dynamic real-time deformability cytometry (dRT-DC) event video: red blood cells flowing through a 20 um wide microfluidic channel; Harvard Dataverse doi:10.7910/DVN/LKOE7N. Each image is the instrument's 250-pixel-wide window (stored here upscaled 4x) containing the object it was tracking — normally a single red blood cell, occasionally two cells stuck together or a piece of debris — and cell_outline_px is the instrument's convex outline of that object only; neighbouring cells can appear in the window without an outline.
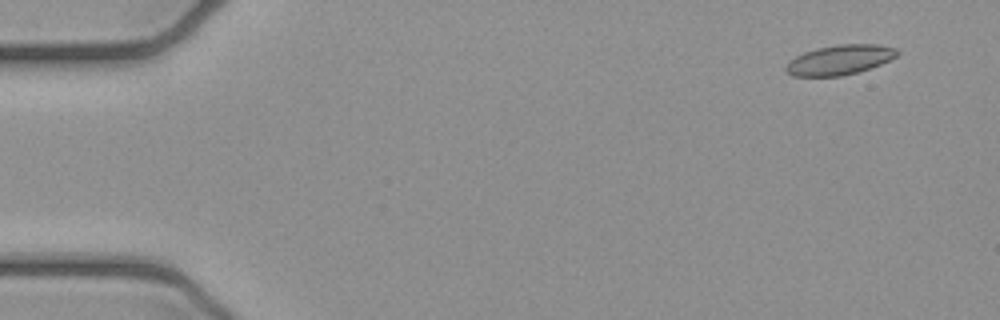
{"species": "common noctule bat (a hibernating species)", "species_latin": "Nyctalus noctula", "temperature_condition": "cold", "stored_images_in_passage": 4, "camera_frame_rate_fps": 3000, "um_per_image_px": 0.085, "animal": {"sex": "female", "body_mass_g": 21.9}, "frame": {"image": 1, "passage_image": 1, "time_ms": 0.0, "image_size_px": [1000, 320], "cell_outline_px": [[900, 52], [896, 56], [880, 64], [856, 72], [840, 76], [792, 76], [784, 68], [788, 60], [804, 52], [816, 48], [836, 44], [876, 44], [896, 48]], "centroid_in_image_um": [71.33, 5.07], "position_along_channel_um": 13.7, "area_um2": 19.25}}